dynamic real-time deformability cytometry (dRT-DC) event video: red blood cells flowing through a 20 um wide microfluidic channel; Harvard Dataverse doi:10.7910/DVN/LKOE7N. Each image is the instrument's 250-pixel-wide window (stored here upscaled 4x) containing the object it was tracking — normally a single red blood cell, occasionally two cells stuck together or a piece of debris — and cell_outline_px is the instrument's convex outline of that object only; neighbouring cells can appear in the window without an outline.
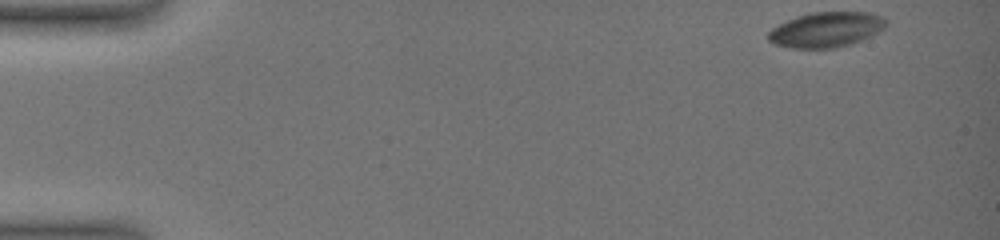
{"species": "common noctule bat (a hibernating species)", "species_latin": "Nyctalus noctula", "temperature_condition": "warm", "stored_images_in_passage": 62, "camera_frame_rate_fps": 3000, "um_per_image_px": 0.085, "animal": {"sex": "female", "body_mass_g": 19.0, "forearm_length_mm": 51.5}, "frame": {"image": 1, "passage_image": 1, "time_ms": 0.0, "image_size_px": [1000, 240], "cell_outline_px": [[884, 28], [852, 44], [832, 48], [792, 48], [776, 44], [768, 40], [768, 32], [772, 28], [796, 16], [812, 12], [868, 12], [884, 16]], "centroid_in_image_um": [70.2, 2.51], "position_along_channel_um": 14.8, "area_um2": 23.81}}
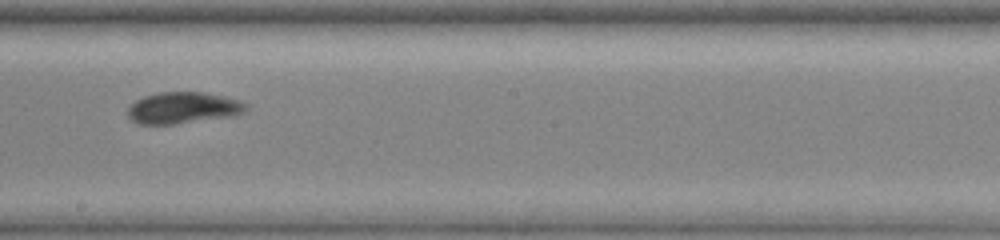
{"frame": {"image": 2, "passage_image": 36, "time_ms": 10.0, "image_size_px": [1000, 240], "cell_outline_px": [[248, 108], [244, 112], [236, 116], [172, 124], [140, 124], [132, 120], [128, 116], [128, 108], [136, 100], [144, 96], [160, 92], [204, 92], [224, 96], [240, 100], [248, 104]], "centroid_in_image_um": [15.61, 9.16], "position_along_channel_um": 232.6, "area_um2": 21.79}}
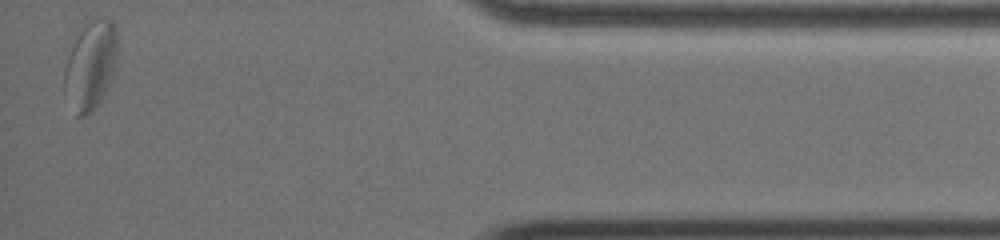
{"frame": {"image": 3, "passage_image": 61, "time_ms": 16.667, "image_size_px": [1000, 240], "cell_outline_px": [[116, 68], [108, 88], [104, 96], [88, 112], [80, 116], [76, 116], [64, 84], [64, 68], [76, 32], [84, 20], [96, 16], [104, 16], [116, 28]], "centroid_in_image_um": [7.7, 5.42], "position_along_channel_um": 427.5, "area_um2": 27.57}, "authors_computed_cell_mechanics": {"area_um2": 23.409, "velocity_mm_per_s": 3.5426, "shape_relaxation_time_tau1_ms": null, "shape_relaxation_time_tau2_ms": 2.0026, "deformation_change_tau1": null, "deformation_change_tau2": 0.0418}}